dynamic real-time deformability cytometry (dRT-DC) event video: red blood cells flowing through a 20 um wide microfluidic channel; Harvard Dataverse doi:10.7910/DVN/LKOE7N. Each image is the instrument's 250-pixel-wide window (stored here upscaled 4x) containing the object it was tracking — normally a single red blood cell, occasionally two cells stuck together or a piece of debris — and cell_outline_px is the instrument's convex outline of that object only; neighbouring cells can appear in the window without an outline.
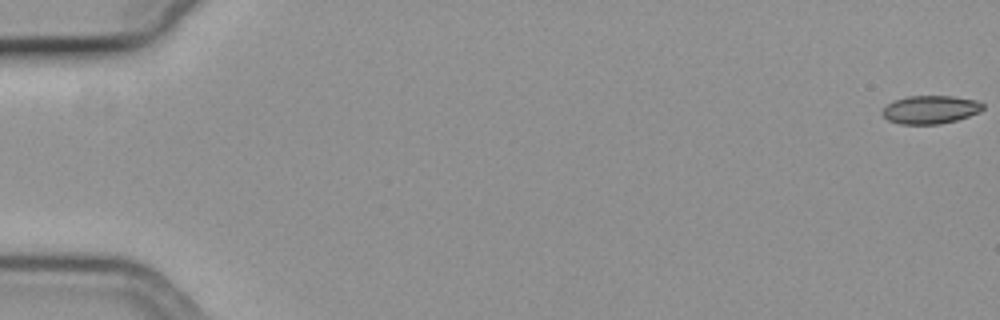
{"species": "common noctule bat (a hibernating species)", "species_latin": "Nyctalus noctula", "temperature_condition": "cold", "stored_images_in_passage": 8, "camera_frame_rate_fps": 3000, "um_per_image_px": 0.085, "animal": {"sex": "female", "body_mass_g": 19.3, "forearm_length_mm": 54.1}, "frame": {"image": 1, "passage_image": 1, "time_ms": 0.0, "image_size_px": [1000, 320], "cell_outline_px": [[984, 108], [980, 112], [956, 120], [940, 124], [900, 124], [888, 120], [880, 112], [888, 104], [896, 100], [908, 96], [952, 96], [976, 100], [984, 104]], "centroid_in_image_um": [79.1, 9.32], "position_along_channel_um": 5.9, "area_um2": 16.47}}